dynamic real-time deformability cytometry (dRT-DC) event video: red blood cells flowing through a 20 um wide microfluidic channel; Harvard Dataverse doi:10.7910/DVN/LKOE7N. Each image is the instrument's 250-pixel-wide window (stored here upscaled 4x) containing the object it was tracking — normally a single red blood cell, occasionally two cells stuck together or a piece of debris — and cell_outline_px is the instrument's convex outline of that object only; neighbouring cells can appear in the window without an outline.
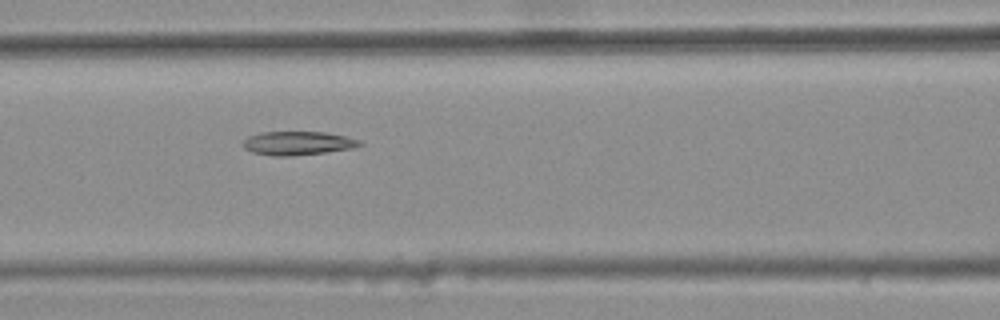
{"species": "common noctule bat (a hibernating species)", "species_latin": "Nyctalus noctula", "temperature_condition": "warm", "stored_images_in_passage": 6, "camera_frame_rate_fps": 3000, "um_per_image_px": 0.085, "animal": {"sex": "female", "body_mass_g": 25.1}, "frame": {"image": 1, "passage_image": 6, "time_ms": 1.667, "image_size_px": [1000, 320], "cell_outline_px": [[364, 144], [352, 148], [324, 152], [288, 156], [272, 156], [252, 152], [244, 148], [240, 144], [248, 136], [260, 132], [324, 132], [344, 136], [360, 140]], "centroid_in_image_um": [25.26, 12.17], "position_along_channel_um": 141.3, "area_um2": 16.07}}